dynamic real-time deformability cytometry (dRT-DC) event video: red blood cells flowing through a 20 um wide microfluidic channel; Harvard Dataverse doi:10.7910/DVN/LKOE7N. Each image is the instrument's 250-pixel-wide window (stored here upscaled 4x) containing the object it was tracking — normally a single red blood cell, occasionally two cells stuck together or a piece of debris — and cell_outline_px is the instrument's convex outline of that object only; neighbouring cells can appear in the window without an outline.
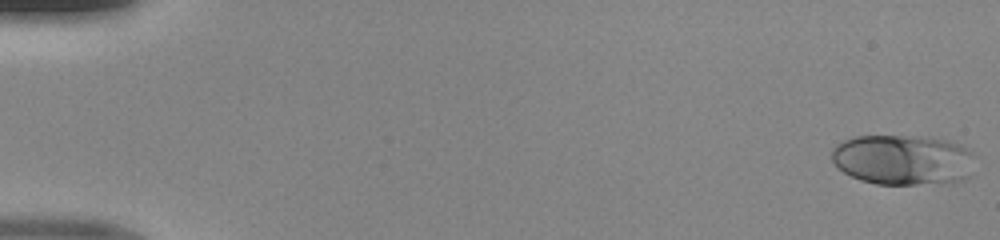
{"species": "human", "species_latin": "Homo sapiens", "temperature_condition": "room temperature", "stored_images_in_passage": 49, "camera_frame_rate_fps": 3000, "um_per_image_px": 0.085, "donor": {"sex": "male"}, "frame": {"image": 1, "passage_image": 1, "time_ms": 0.0, "image_size_px": [1000, 240], "cell_outline_px": [[972, 156], [968, 176], [964, 180], [952, 184], [876, 184], [860, 180], [844, 172], [832, 160], [832, 148], [836, 144], [844, 140], [856, 136], [932, 136], [948, 140], [960, 144], [972, 152]], "centroid_in_image_um": [76.76, 13.58], "position_along_channel_um": 8.2, "area_um2": 42.37}}
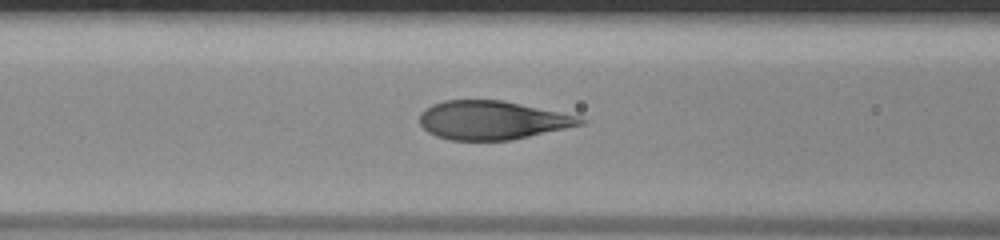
{"frame": {"image": 2, "passage_image": 21, "time_ms": 6.667, "image_size_px": [1000, 240], "cell_outline_px": [[588, 120], [584, 124], [512, 140], [452, 140], [436, 136], [428, 132], [420, 124], [420, 116], [424, 108], [432, 104], [444, 100], [504, 100], [580, 116]], "centroid_in_image_um": [41.86, 10.21], "position_along_channel_um": 124.7, "area_um2": 36.3}}
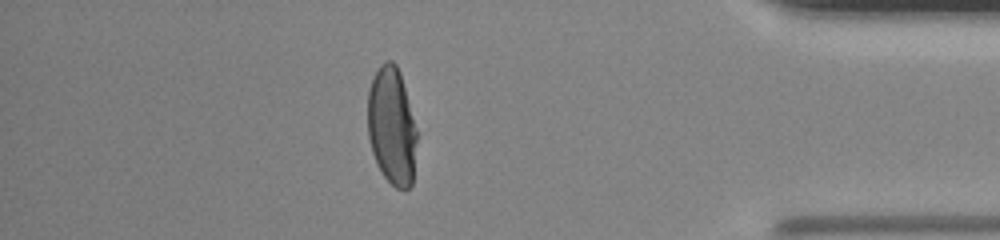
{"frame": {"image": 3, "passage_image": 43, "time_ms": 14.0, "image_size_px": [1000, 240], "cell_outline_px": [[416, 140], [412, 184], [408, 188], [396, 188], [384, 176], [372, 152], [368, 136], [368, 92], [372, 80], [380, 64], [384, 60], [392, 60], [396, 64], [400, 72], [416, 132]], "centroid_in_image_um": [33.28, 10.69], "position_along_channel_um": 401.9, "area_um2": 33.06}}